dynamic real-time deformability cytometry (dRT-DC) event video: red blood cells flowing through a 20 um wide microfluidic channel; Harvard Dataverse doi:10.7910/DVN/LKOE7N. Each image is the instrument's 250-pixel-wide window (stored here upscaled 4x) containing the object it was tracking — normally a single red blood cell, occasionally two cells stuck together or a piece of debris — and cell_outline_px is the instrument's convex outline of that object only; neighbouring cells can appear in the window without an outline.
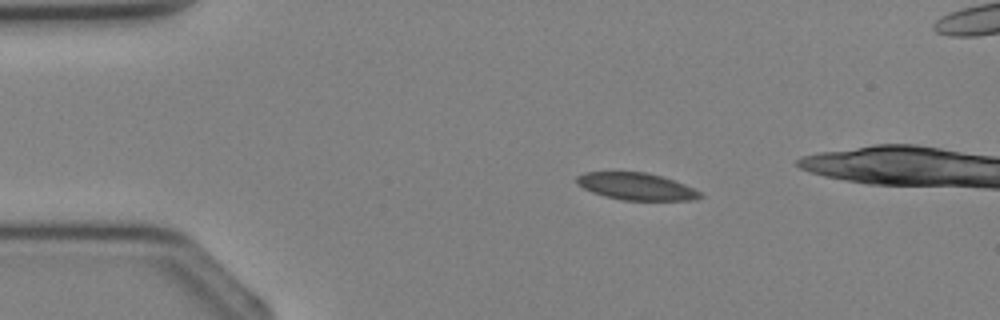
{"species": "Egyptian fruit bat (a non-hibernating species)", "species_latin": "Rousettus aegyptiacus", "temperature_condition": "cold", "stored_images_in_passage": 3, "camera_frame_rate_fps": 3000, "um_per_image_px": 0.085, "animal": {"sex": "female"}, "frame": {"image": 1, "passage_image": 1, "time_ms": 0.0, "image_size_px": [1000, 320], "cell_outline_px": [[704, 196], [696, 200], [624, 200], [604, 196], [592, 192], [576, 184], [576, 176], [584, 172], [648, 172], [664, 176], [684, 184], [700, 192]], "centroid_in_image_um": [54.08, 15.84], "position_along_channel_um": 30.9, "area_um2": 19.59}}